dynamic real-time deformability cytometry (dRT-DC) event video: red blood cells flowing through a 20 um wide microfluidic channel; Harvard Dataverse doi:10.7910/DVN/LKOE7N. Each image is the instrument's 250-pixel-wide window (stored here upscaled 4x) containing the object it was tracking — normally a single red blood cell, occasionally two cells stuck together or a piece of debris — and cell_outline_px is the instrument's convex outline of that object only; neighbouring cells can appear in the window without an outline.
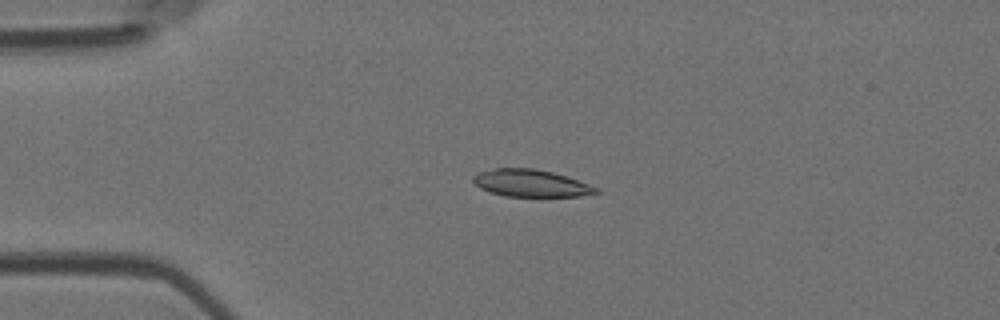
{"species": "Egyptian fruit bat (a non-hibernating species)", "species_latin": "Rousettus aegyptiacus", "temperature_condition": "room temperature", "stored_images_in_passage": 3, "camera_frame_rate_fps": 3000, "um_per_image_px": 0.085, "animal": {"sex": "female"}, "frame": {"image": 1, "passage_image": 2, "time_ms": 0.333, "image_size_px": [1000, 320], "cell_outline_px": [[600, 192], [580, 196], [504, 196], [480, 188], [472, 180], [472, 176], [480, 172], [496, 168], [532, 168], [552, 172], [600, 188]], "centroid_in_image_um": [45.12, 15.57], "position_along_channel_um": 39.9, "area_um2": 19.19}}